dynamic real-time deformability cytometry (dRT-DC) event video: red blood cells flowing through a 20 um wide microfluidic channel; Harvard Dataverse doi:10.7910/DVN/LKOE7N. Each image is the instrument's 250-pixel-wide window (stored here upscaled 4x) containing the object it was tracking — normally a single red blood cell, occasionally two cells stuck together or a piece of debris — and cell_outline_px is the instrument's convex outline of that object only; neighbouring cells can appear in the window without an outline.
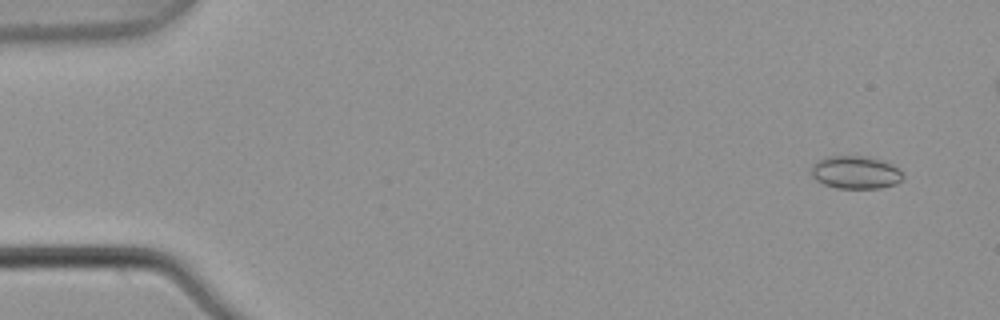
{"species": "common noctule bat (a hibernating species)", "species_latin": "Nyctalus noctula", "temperature_condition": "warm", "stored_images_in_passage": 6, "camera_frame_rate_fps": 3000, "um_per_image_px": 0.085, "animal": {"sex": "male", "body_mass_g": 21.5, "forearm_length_mm": 52.0}, "frame": {"image": 1, "passage_image": 1, "time_ms": 0.0, "image_size_px": [1000, 320], "cell_outline_px": [[904, 176], [896, 184], [880, 188], [836, 188], [824, 184], [816, 180], [812, 176], [812, 164], [816, 160], [828, 156], [868, 156], [884, 160], [900, 168], [904, 172]], "centroid_in_image_um": [72.75, 14.64], "position_along_channel_um": 12.2, "area_um2": 17.86}}
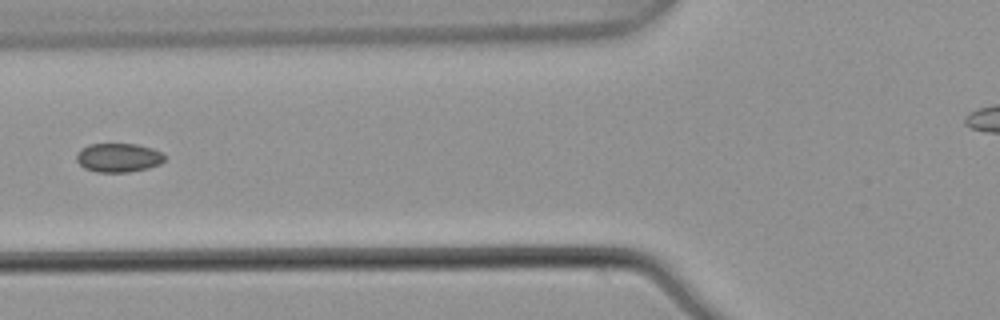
{"frame": {"image": 2, "passage_image": 6, "time_ms": 1.667, "image_size_px": [1000, 320], "cell_outline_px": [[164, 160], [160, 164], [148, 168], [128, 172], [96, 172], [84, 168], [76, 160], [76, 156], [80, 148], [88, 144], [136, 144], [152, 148], [160, 152], [164, 156]], "centroid_in_image_um": [10.03, 13.4], "position_along_channel_um": 115.8, "area_um2": 14.85}}